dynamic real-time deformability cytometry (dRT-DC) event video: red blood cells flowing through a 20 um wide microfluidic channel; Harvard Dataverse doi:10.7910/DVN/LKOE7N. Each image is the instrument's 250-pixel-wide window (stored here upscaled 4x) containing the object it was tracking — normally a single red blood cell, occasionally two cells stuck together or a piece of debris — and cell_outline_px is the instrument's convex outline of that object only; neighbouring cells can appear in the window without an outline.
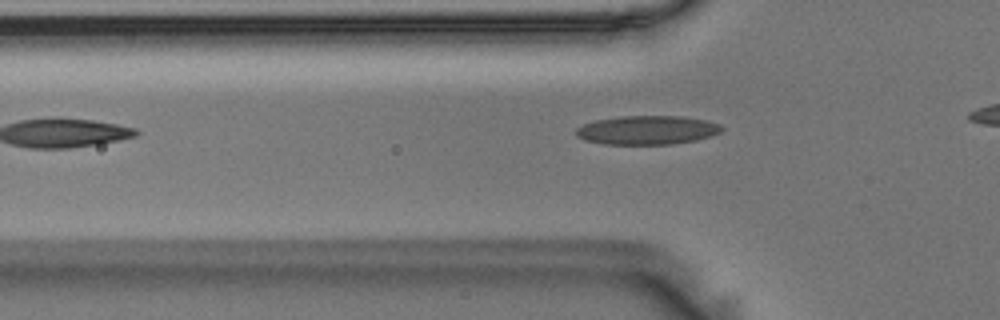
{"species": "Egyptian fruit bat (a non-hibernating species)", "species_latin": "Rousettus aegyptiacus", "temperature_condition": "room temperature", "stored_images_in_passage": 31, "camera_frame_rate_fps": 3000, "um_per_image_px": 0.085, "animal": {"sex": "male"}, "frame": {"image": 1, "passage_image": 4, "time_ms": 1.0, "image_size_px": [1000, 320], "cell_outline_px": [[724, 128], [720, 132], [712, 136], [696, 140], [672, 144], [604, 144], [584, 140], [576, 136], [576, 128], [584, 124], [596, 120], [620, 116], [684, 116], [708, 120], [720, 124]], "centroid_in_image_um": [55.04, 11.05], "position_along_channel_um": 70.8, "area_um2": 24.68}}
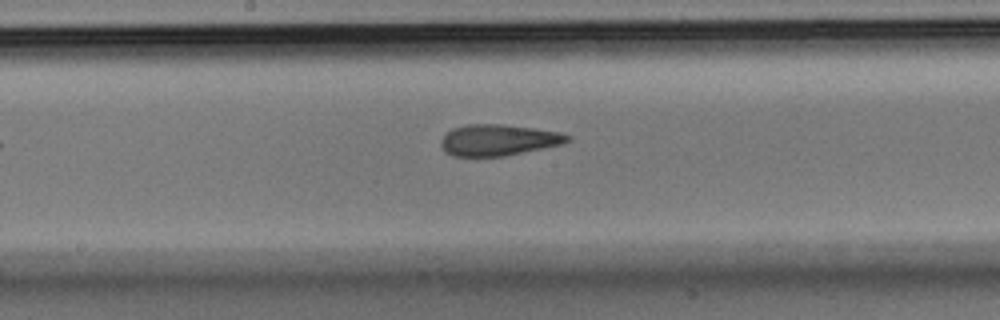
{"frame": {"image": 2, "passage_image": 15, "time_ms": 4.667, "image_size_px": [1000, 320], "cell_outline_px": [[572, 136], [564, 144], [504, 156], [452, 156], [440, 144], [440, 140], [452, 128], [468, 124], [500, 124], [532, 128], [560, 132]], "centroid_in_image_um": [42.38, 11.9], "position_along_channel_um": 205.8, "area_um2": 22.83}}
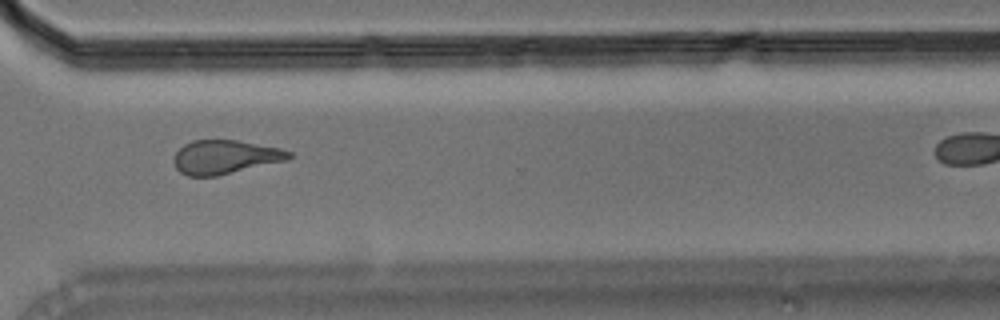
{"frame": {"image": 3, "passage_image": 27, "time_ms": 8.667, "image_size_px": [1000, 320], "cell_outline_px": [[296, 156], [288, 160], [216, 176], [188, 176], [180, 172], [176, 168], [172, 160], [176, 152], [184, 144], [192, 140], [236, 140], [280, 148], [292, 152]], "centroid_in_image_um": [19.15, 13.35], "position_along_channel_um": 351.5, "area_um2": 22.83}}